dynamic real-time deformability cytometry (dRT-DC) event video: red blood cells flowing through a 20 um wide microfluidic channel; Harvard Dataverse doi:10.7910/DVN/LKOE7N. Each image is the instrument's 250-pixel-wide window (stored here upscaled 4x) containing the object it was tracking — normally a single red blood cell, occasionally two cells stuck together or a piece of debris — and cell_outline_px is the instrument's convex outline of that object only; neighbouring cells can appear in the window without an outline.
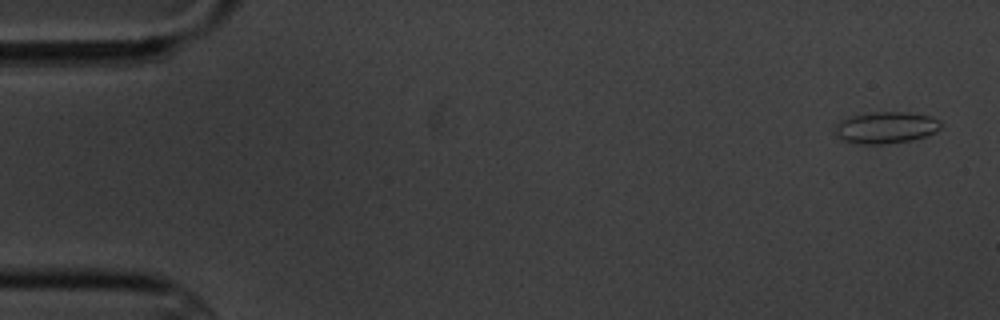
{"species": "common noctule bat (a hibernating species)", "species_latin": "Nyctalus noctula", "temperature_condition": "cold", "stored_images_in_passage": 5, "camera_frame_rate_fps": 3000, "um_per_image_px": 0.085, "animal": {"sex": "male", "body_mass_g": 20.1, "forearm_length_mm": 53.5}, "frame": {"image": 1, "passage_image": 1, "time_ms": 0.0, "image_size_px": [1000, 320], "cell_outline_px": [[940, 128], [936, 132], [912, 140], [888, 144], [856, 144], [844, 140], [836, 136], [836, 124], [840, 120], [848, 116], [876, 112], [904, 112], [932, 116], [940, 120]], "centroid_in_image_um": [75.29, 10.85], "position_along_channel_um": 9.7, "area_um2": 19.59}}
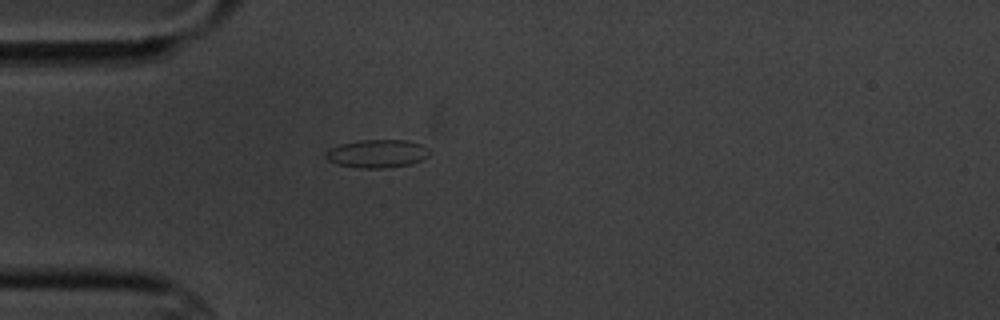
{"frame": {"image": 2, "passage_image": 5, "time_ms": 4.667, "image_size_px": [1000, 320], "cell_outline_px": [[432, 152], [428, 156], [412, 164], [384, 168], [360, 168], [336, 164], [328, 160], [324, 156], [324, 152], [340, 144], [360, 140], [404, 140], [420, 144], [428, 148]], "centroid_in_image_um": [32.06, 13.06], "position_along_channel_um": 52.9, "area_um2": 17.05}}